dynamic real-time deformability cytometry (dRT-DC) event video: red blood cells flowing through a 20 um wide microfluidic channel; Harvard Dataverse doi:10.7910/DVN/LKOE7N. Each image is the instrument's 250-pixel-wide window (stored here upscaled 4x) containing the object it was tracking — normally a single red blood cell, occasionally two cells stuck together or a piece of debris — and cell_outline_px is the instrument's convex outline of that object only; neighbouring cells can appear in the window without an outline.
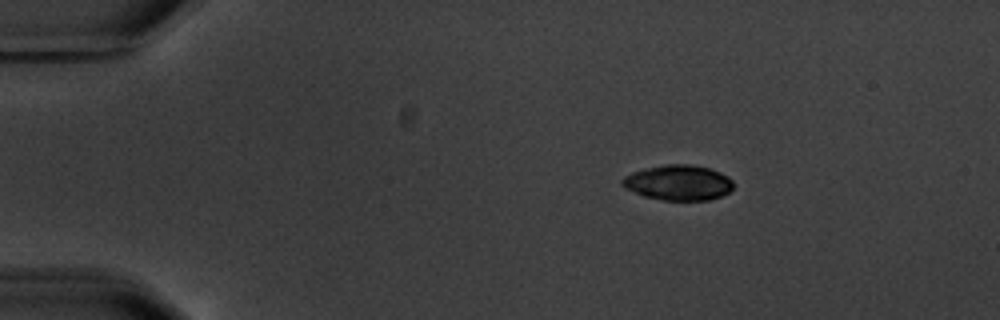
{"species": "common noctule bat (a hibernating species)", "species_latin": "Nyctalus noctula", "temperature_condition": "warm", "stored_images_in_passage": 3, "camera_frame_rate_fps": 3000, "um_per_image_px": 0.085, "animal": {"sex": "male", "body_mass_g": 20.1, "forearm_length_mm": 53.5}, "frame": {"image": 1, "passage_image": 1, "time_ms": 0.0, "image_size_px": [1000, 320], "cell_outline_px": [[732, 188], [728, 192], [720, 196], [708, 200], [664, 200], [644, 196], [624, 188], [620, 184], [620, 180], [624, 176], [632, 172], [664, 164], [692, 164], [708, 168], [720, 172], [728, 176], [732, 180]], "centroid_in_image_um": [57.63, 15.52], "position_along_channel_um": 27.4, "area_um2": 22.83}}